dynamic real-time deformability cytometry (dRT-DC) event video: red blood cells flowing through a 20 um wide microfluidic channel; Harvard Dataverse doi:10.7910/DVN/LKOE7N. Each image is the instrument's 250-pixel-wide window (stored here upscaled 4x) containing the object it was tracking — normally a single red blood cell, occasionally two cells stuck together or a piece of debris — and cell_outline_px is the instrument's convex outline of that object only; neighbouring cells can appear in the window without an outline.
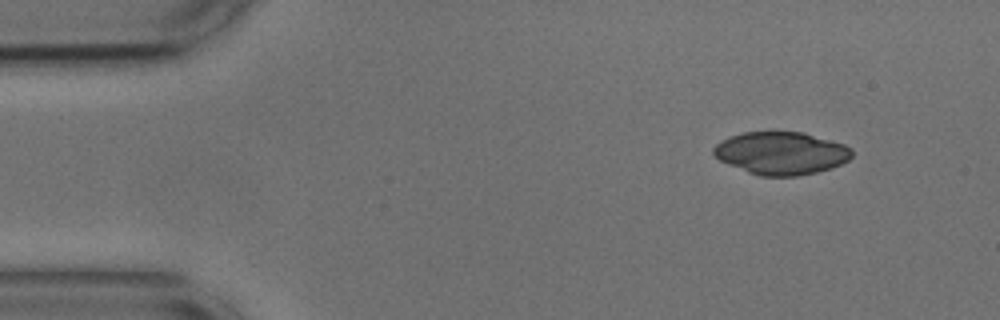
{"species": "common noctule bat (a hibernating species)", "species_latin": "Nyctalus noctula", "temperature_condition": "cold", "stored_images_in_passage": 5, "camera_frame_rate_fps": 3000, "um_per_image_px": 0.085, "animal": {"sex": "male", "body_mass_g": 17.9, "forearm_length_mm": 54.2}, "frame": {"image": 1, "passage_image": 1, "time_ms": 0.0, "image_size_px": [1000, 320], "cell_outline_px": [[852, 156], [848, 160], [832, 168], [816, 172], [796, 176], [760, 176], [748, 172], [728, 164], [712, 156], [712, 148], [720, 140], [728, 136], [744, 132], [800, 132], [844, 144], [852, 148]], "centroid_in_image_um": [66.35, 13.02], "position_along_channel_um": 18.6, "area_um2": 34.45}}